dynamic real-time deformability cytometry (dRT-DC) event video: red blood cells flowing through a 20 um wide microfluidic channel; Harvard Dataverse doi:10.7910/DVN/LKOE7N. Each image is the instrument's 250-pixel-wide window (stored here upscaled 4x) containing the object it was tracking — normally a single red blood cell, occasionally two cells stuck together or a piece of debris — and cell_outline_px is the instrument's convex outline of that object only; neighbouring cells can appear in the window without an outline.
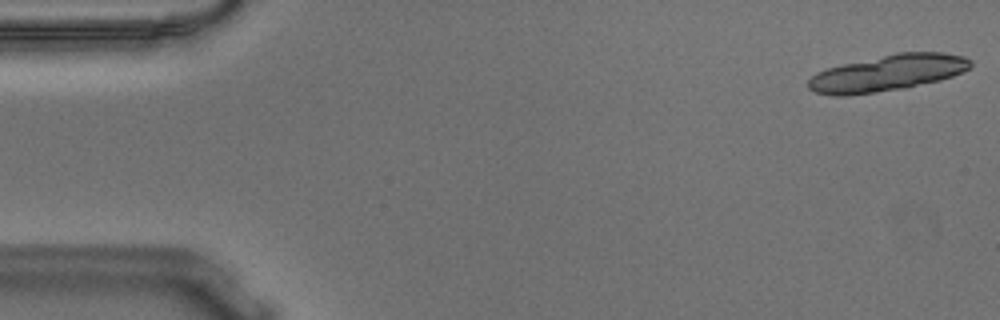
{"species": "Egyptian fruit bat (a non-hibernating species)", "species_latin": "Rousettus aegyptiacus", "temperature_condition": "warm", "stored_images_in_passage": 9, "camera_frame_rate_fps": 3000, "um_per_image_px": 0.085, "animal": {"sex": "male"}, "frame": {"image": 1, "passage_image": 1, "time_ms": 0.0, "image_size_px": [1000, 320], "cell_outline_px": [[972, 64], [964, 72], [940, 80], [904, 88], [848, 96], [832, 96], [816, 92], [808, 88], [808, 80], [816, 72], [840, 64], [896, 52], [944, 52], [964, 56], [972, 60]], "centroid_in_image_um": [75.44, 6.2], "position_along_channel_um": 9.6, "area_um2": 34.51}}